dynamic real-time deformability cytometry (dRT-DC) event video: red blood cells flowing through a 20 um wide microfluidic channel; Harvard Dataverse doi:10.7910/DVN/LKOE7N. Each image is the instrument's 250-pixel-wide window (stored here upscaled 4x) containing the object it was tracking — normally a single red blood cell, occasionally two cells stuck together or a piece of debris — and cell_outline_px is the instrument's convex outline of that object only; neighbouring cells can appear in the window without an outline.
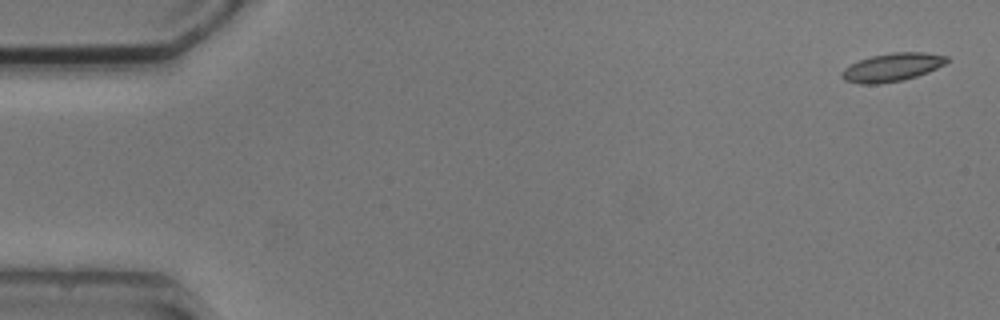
{"species": "common noctule bat (a hibernating species)", "species_latin": "Nyctalus noctula", "temperature_condition": "cold", "stored_images_in_passage": 5, "segment_of_instrument_passage": [1, 2], "camera_frame_rate_fps": 3000, "um_per_image_px": 0.085, "animal": {"sex": "male", "body_mass_g": 20.5, "forearm_length_mm": 52.5}, "frame": {"image": 1, "passage_image": 1, "time_ms": 0.0, "image_size_px": [1000, 320], "cell_outline_px": [[952, 60], [928, 72], [904, 80], [880, 84], [860, 84], [844, 80], [840, 76], [840, 72], [844, 68], [860, 60], [872, 56], [892, 52], [924, 52], [948, 56]], "centroid_in_image_um": [75.84, 5.72], "position_along_channel_um": 9.2, "area_um2": 17.4}}
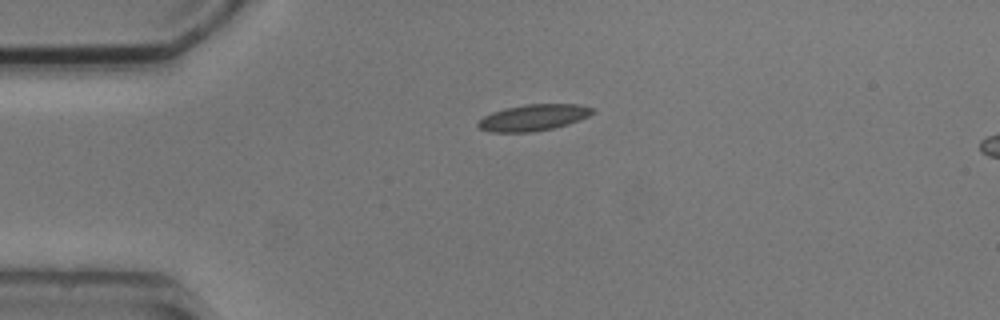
{"frame": {"image": 2, "passage_image": 4, "time_ms": 3.667, "image_size_px": [1000, 320], "cell_outline_px": [[596, 112], [580, 120], [568, 124], [552, 128], [532, 132], [488, 132], [480, 128], [476, 124], [484, 116], [492, 112], [504, 108], [524, 104], [580, 104], [596, 108]], "centroid_in_image_um": [45.37, 9.98], "position_along_channel_um": 39.6, "area_um2": 17.74}}